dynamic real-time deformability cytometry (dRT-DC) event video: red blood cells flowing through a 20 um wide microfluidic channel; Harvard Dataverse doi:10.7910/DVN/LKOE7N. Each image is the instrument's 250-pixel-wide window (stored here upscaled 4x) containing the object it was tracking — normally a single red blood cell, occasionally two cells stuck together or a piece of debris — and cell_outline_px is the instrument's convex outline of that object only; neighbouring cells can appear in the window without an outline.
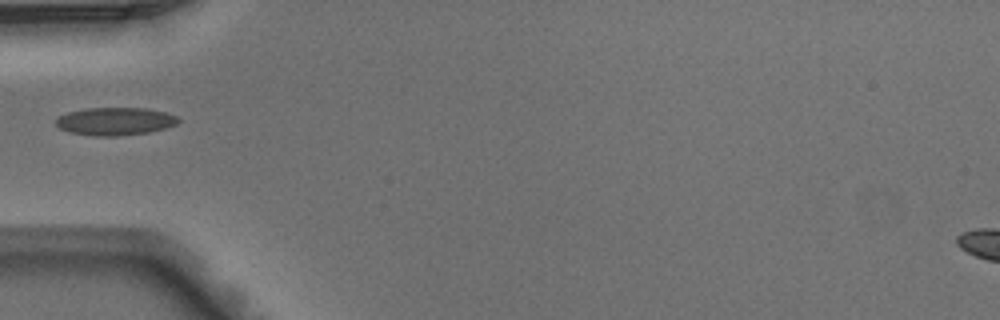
{"species": "Egyptian fruit bat (a non-hibernating species)", "species_latin": "Rousettus aegyptiacus", "temperature_condition": "warm", "stored_images_in_passage": 3, "camera_frame_rate_fps": 3000, "um_per_image_px": 0.085, "animal": {"sex": "male"}, "frame": {"image": 1, "passage_image": 1, "time_ms": 0.0, "image_size_px": [1000, 320], "cell_outline_px": [[180, 120], [176, 124], [164, 128], [148, 132], [116, 136], [92, 136], [68, 132], [60, 128], [56, 124], [56, 120], [60, 116], [68, 112], [88, 108], [148, 108], [164, 112], [176, 116]], "centroid_in_image_um": [9.77, 10.31], "position_along_channel_um": 75.2, "area_um2": 19.71}}